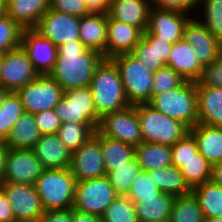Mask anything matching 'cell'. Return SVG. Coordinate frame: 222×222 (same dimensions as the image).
Listing matches in <instances>:
<instances>
[{"instance_id": "29", "label": "cell", "mask_w": 222, "mask_h": 222, "mask_svg": "<svg viewBox=\"0 0 222 222\" xmlns=\"http://www.w3.org/2000/svg\"><path fill=\"white\" fill-rule=\"evenodd\" d=\"M41 135L34 115L24 112L12 125L5 143L12 149H32Z\"/></svg>"}, {"instance_id": "52", "label": "cell", "mask_w": 222, "mask_h": 222, "mask_svg": "<svg viewBox=\"0 0 222 222\" xmlns=\"http://www.w3.org/2000/svg\"><path fill=\"white\" fill-rule=\"evenodd\" d=\"M72 222H101V217L72 208Z\"/></svg>"}, {"instance_id": "13", "label": "cell", "mask_w": 222, "mask_h": 222, "mask_svg": "<svg viewBox=\"0 0 222 222\" xmlns=\"http://www.w3.org/2000/svg\"><path fill=\"white\" fill-rule=\"evenodd\" d=\"M38 76L39 74L22 47L3 54L0 86L5 90L17 92Z\"/></svg>"}, {"instance_id": "46", "label": "cell", "mask_w": 222, "mask_h": 222, "mask_svg": "<svg viewBox=\"0 0 222 222\" xmlns=\"http://www.w3.org/2000/svg\"><path fill=\"white\" fill-rule=\"evenodd\" d=\"M36 125L40 133L43 134H57L62 125L61 119L55 109L46 110L34 114Z\"/></svg>"}, {"instance_id": "35", "label": "cell", "mask_w": 222, "mask_h": 222, "mask_svg": "<svg viewBox=\"0 0 222 222\" xmlns=\"http://www.w3.org/2000/svg\"><path fill=\"white\" fill-rule=\"evenodd\" d=\"M169 222H205L199 202L193 193L175 197Z\"/></svg>"}, {"instance_id": "20", "label": "cell", "mask_w": 222, "mask_h": 222, "mask_svg": "<svg viewBox=\"0 0 222 222\" xmlns=\"http://www.w3.org/2000/svg\"><path fill=\"white\" fill-rule=\"evenodd\" d=\"M44 169L69 168L71 153L57 134H43L32 148Z\"/></svg>"}, {"instance_id": "56", "label": "cell", "mask_w": 222, "mask_h": 222, "mask_svg": "<svg viewBox=\"0 0 222 222\" xmlns=\"http://www.w3.org/2000/svg\"><path fill=\"white\" fill-rule=\"evenodd\" d=\"M6 1L0 0V17L6 15Z\"/></svg>"}, {"instance_id": "30", "label": "cell", "mask_w": 222, "mask_h": 222, "mask_svg": "<svg viewBox=\"0 0 222 222\" xmlns=\"http://www.w3.org/2000/svg\"><path fill=\"white\" fill-rule=\"evenodd\" d=\"M135 159L146 172L168 167L172 165L171 146L142 142L135 146Z\"/></svg>"}, {"instance_id": "26", "label": "cell", "mask_w": 222, "mask_h": 222, "mask_svg": "<svg viewBox=\"0 0 222 222\" xmlns=\"http://www.w3.org/2000/svg\"><path fill=\"white\" fill-rule=\"evenodd\" d=\"M189 132L194 136L200 152L212 165L222 162V128L197 123Z\"/></svg>"}, {"instance_id": "18", "label": "cell", "mask_w": 222, "mask_h": 222, "mask_svg": "<svg viewBox=\"0 0 222 222\" xmlns=\"http://www.w3.org/2000/svg\"><path fill=\"white\" fill-rule=\"evenodd\" d=\"M194 14L184 26L183 38L196 53V58L204 67L222 54V43L217 40ZM196 17V18H195Z\"/></svg>"}, {"instance_id": "53", "label": "cell", "mask_w": 222, "mask_h": 222, "mask_svg": "<svg viewBox=\"0 0 222 222\" xmlns=\"http://www.w3.org/2000/svg\"><path fill=\"white\" fill-rule=\"evenodd\" d=\"M9 153V147L4 141H0V181L6 166V160Z\"/></svg>"}, {"instance_id": "49", "label": "cell", "mask_w": 222, "mask_h": 222, "mask_svg": "<svg viewBox=\"0 0 222 222\" xmlns=\"http://www.w3.org/2000/svg\"><path fill=\"white\" fill-rule=\"evenodd\" d=\"M39 222H72V208L45 211Z\"/></svg>"}, {"instance_id": "17", "label": "cell", "mask_w": 222, "mask_h": 222, "mask_svg": "<svg viewBox=\"0 0 222 222\" xmlns=\"http://www.w3.org/2000/svg\"><path fill=\"white\" fill-rule=\"evenodd\" d=\"M21 47L39 75H49L57 60V46L34 28H23Z\"/></svg>"}, {"instance_id": "43", "label": "cell", "mask_w": 222, "mask_h": 222, "mask_svg": "<svg viewBox=\"0 0 222 222\" xmlns=\"http://www.w3.org/2000/svg\"><path fill=\"white\" fill-rule=\"evenodd\" d=\"M159 192V189L151 180L149 173L141 171L131 184L126 197L133 203H137L142 200V198L156 197Z\"/></svg>"}, {"instance_id": "51", "label": "cell", "mask_w": 222, "mask_h": 222, "mask_svg": "<svg viewBox=\"0 0 222 222\" xmlns=\"http://www.w3.org/2000/svg\"><path fill=\"white\" fill-rule=\"evenodd\" d=\"M89 13L108 14L111 0H84Z\"/></svg>"}, {"instance_id": "11", "label": "cell", "mask_w": 222, "mask_h": 222, "mask_svg": "<svg viewBox=\"0 0 222 222\" xmlns=\"http://www.w3.org/2000/svg\"><path fill=\"white\" fill-rule=\"evenodd\" d=\"M0 188L9 199L16 222H39L45 212L35 186L0 182Z\"/></svg>"}, {"instance_id": "28", "label": "cell", "mask_w": 222, "mask_h": 222, "mask_svg": "<svg viewBox=\"0 0 222 222\" xmlns=\"http://www.w3.org/2000/svg\"><path fill=\"white\" fill-rule=\"evenodd\" d=\"M174 199L173 195L160 191L156 197L134 203L139 222H169Z\"/></svg>"}, {"instance_id": "19", "label": "cell", "mask_w": 222, "mask_h": 222, "mask_svg": "<svg viewBox=\"0 0 222 222\" xmlns=\"http://www.w3.org/2000/svg\"><path fill=\"white\" fill-rule=\"evenodd\" d=\"M142 36L143 32L139 28L107 15L106 59L132 53Z\"/></svg>"}, {"instance_id": "1", "label": "cell", "mask_w": 222, "mask_h": 222, "mask_svg": "<svg viewBox=\"0 0 222 222\" xmlns=\"http://www.w3.org/2000/svg\"><path fill=\"white\" fill-rule=\"evenodd\" d=\"M57 53L49 75L64 91L88 87L96 67L104 59L99 52L87 49L80 39L58 46Z\"/></svg>"}, {"instance_id": "24", "label": "cell", "mask_w": 222, "mask_h": 222, "mask_svg": "<svg viewBox=\"0 0 222 222\" xmlns=\"http://www.w3.org/2000/svg\"><path fill=\"white\" fill-rule=\"evenodd\" d=\"M79 38L87 49L106 59L107 14L90 13L80 18Z\"/></svg>"}, {"instance_id": "37", "label": "cell", "mask_w": 222, "mask_h": 222, "mask_svg": "<svg viewBox=\"0 0 222 222\" xmlns=\"http://www.w3.org/2000/svg\"><path fill=\"white\" fill-rule=\"evenodd\" d=\"M180 170L191 189L211 181L212 166L200 152L184 162Z\"/></svg>"}, {"instance_id": "7", "label": "cell", "mask_w": 222, "mask_h": 222, "mask_svg": "<svg viewBox=\"0 0 222 222\" xmlns=\"http://www.w3.org/2000/svg\"><path fill=\"white\" fill-rule=\"evenodd\" d=\"M119 195L107 176L76 182L73 207L79 211L102 217L106 208Z\"/></svg>"}, {"instance_id": "54", "label": "cell", "mask_w": 222, "mask_h": 222, "mask_svg": "<svg viewBox=\"0 0 222 222\" xmlns=\"http://www.w3.org/2000/svg\"><path fill=\"white\" fill-rule=\"evenodd\" d=\"M211 181L222 186V162L212 165Z\"/></svg>"}, {"instance_id": "8", "label": "cell", "mask_w": 222, "mask_h": 222, "mask_svg": "<svg viewBox=\"0 0 222 222\" xmlns=\"http://www.w3.org/2000/svg\"><path fill=\"white\" fill-rule=\"evenodd\" d=\"M55 110L62 123H89L96 130L98 128L100 117L89 86L64 91Z\"/></svg>"}, {"instance_id": "22", "label": "cell", "mask_w": 222, "mask_h": 222, "mask_svg": "<svg viewBox=\"0 0 222 222\" xmlns=\"http://www.w3.org/2000/svg\"><path fill=\"white\" fill-rule=\"evenodd\" d=\"M172 46L145 31L131 54L155 73L166 66Z\"/></svg>"}, {"instance_id": "38", "label": "cell", "mask_w": 222, "mask_h": 222, "mask_svg": "<svg viewBox=\"0 0 222 222\" xmlns=\"http://www.w3.org/2000/svg\"><path fill=\"white\" fill-rule=\"evenodd\" d=\"M199 8L203 15L197 16L198 19L222 43V0H197Z\"/></svg>"}, {"instance_id": "36", "label": "cell", "mask_w": 222, "mask_h": 222, "mask_svg": "<svg viewBox=\"0 0 222 222\" xmlns=\"http://www.w3.org/2000/svg\"><path fill=\"white\" fill-rule=\"evenodd\" d=\"M24 112L20 95L17 92L10 91L0 108V141H6L12 125Z\"/></svg>"}, {"instance_id": "45", "label": "cell", "mask_w": 222, "mask_h": 222, "mask_svg": "<svg viewBox=\"0 0 222 222\" xmlns=\"http://www.w3.org/2000/svg\"><path fill=\"white\" fill-rule=\"evenodd\" d=\"M196 86L222 88V54L209 65L203 67V73Z\"/></svg>"}, {"instance_id": "58", "label": "cell", "mask_w": 222, "mask_h": 222, "mask_svg": "<svg viewBox=\"0 0 222 222\" xmlns=\"http://www.w3.org/2000/svg\"><path fill=\"white\" fill-rule=\"evenodd\" d=\"M3 54L0 53V74H1V64H2Z\"/></svg>"}, {"instance_id": "15", "label": "cell", "mask_w": 222, "mask_h": 222, "mask_svg": "<svg viewBox=\"0 0 222 222\" xmlns=\"http://www.w3.org/2000/svg\"><path fill=\"white\" fill-rule=\"evenodd\" d=\"M80 18L49 8L34 29L58 47L69 41L80 39Z\"/></svg>"}, {"instance_id": "55", "label": "cell", "mask_w": 222, "mask_h": 222, "mask_svg": "<svg viewBox=\"0 0 222 222\" xmlns=\"http://www.w3.org/2000/svg\"><path fill=\"white\" fill-rule=\"evenodd\" d=\"M9 92L10 91L5 90L3 87L0 86V108L3 105L4 100Z\"/></svg>"}, {"instance_id": "57", "label": "cell", "mask_w": 222, "mask_h": 222, "mask_svg": "<svg viewBox=\"0 0 222 222\" xmlns=\"http://www.w3.org/2000/svg\"><path fill=\"white\" fill-rule=\"evenodd\" d=\"M205 222H222V217L205 219Z\"/></svg>"}, {"instance_id": "4", "label": "cell", "mask_w": 222, "mask_h": 222, "mask_svg": "<svg viewBox=\"0 0 222 222\" xmlns=\"http://www.w3.org/2000/svg\"><path fill=\"white\" fill-rule=\"evenodd\" d=\"M155 110L177 119L189 128L198 123L196 82L186 80L181 86L156 96L148 102Z\"/></svg>"}, {"instance_id": "6", "label": "cell", "mask_w": 222, "mask_h": 222, "mask_svg": "<svg viewBox=\"0 0 222 222\" xmlns=\"http://www.w3.org/2000/svg\"><path fill=\"white\" fill-rule=\"evenodd\" d=\"M111 60L118 67L128 102L131 105L148 103L155 73L131 53L117 55Z\"/></svg>"}, {"instance_id": "16", "label": "cell", "mask_w": 222, "mask_h": 222, "mask_svg": "<svg viewBox=\"0 0 222 222\" xmlns=\"http://www.w3.org/2000/svg\"><path fill=\"white\" fill-rule=\"evenodd\" d=\"M192 14L151 7L146 32L166 43L174 44L183 38L184 26Z\"/></svg>"}, {"instance_id": "2", "label": "cell", "mask_w": 222, "mask_h": 222, "mask_svg": "<svg viewBox=\"0 0 222 222\" xmlns=\"http://www.w3.org/2000/svg\"><path fill=\"white\" fill-rule=\"evenodd\" d=\"M89 87L100 118L131 105L126 98L118 67L111 59H103L96 67Z\"/></svg>"}, {"instance_id": "44", "label": "cell", "mask_w": 222, "mask_h": 222, "mask_svg": "<svg viewBox=\"0 0 222 222\" xmlns=\"http://www.w3.org/2000/svg\"><path fill=\"white\" fill-rule=\"evenodd\" d=\"M198 152V146L194 136L188 132L183 138L171 146L172 165L181 168L184 162L194 157Z\"/></svg>"}, {"instance_id": "21", "label": "cell", "mask_w": 222, "mask_h": 222, "mask_svg": "<svg viewBox=\"0 0 222 222\" xmlns=\"http://www.w3.org/2000/svg\"><path fill=\"white\" fill-rule=\"evenodd\" d=\"M150 0H111L108 16L139 28L143 33L148 27Z\"/></svg>"}, {"instance_id": "48", "label": "cell", "mask_w": 222, "mask_h": 222, "mask_svg": "<svg viewBox=\"0 0 222 222\" xmlns=\"http://www.w3.org/2000/svg\"><path fill=\"white\" fill-rule=\"evenodd\" d=\"M150 2L152 7L163 10H175L186 14L197 11V0H150Z\"/></svg>"}, {"instance_id": "39", "label": "cell", "mask_w": 222, "mask_h": 222, "mask_svg": "<svg viewBox=\"0 0 222 222\" xmlns=\"http://www.w3.org/2000/svg\"><path fill=\"white\" fill-rule=\"evenodd\" d=\"M141 171V167L134 158L130 163L116 167V170L109 171L106 176L117 194L119 196H126L131 184Z\"/></svg>"}, {"instance_id": "12", "label": "cell", "mask_w": 222, "mask_h": 222, "mask_svg": "<svg viewBox=\"0 0 222 222\" xmlns=\"http://www.w3.org/2000/svg\"><path fill=\"white\" fill-rule=\"evenodd\" d=\"M69 169L77 182L106 176L100 133L97 130L92 138L71 153Z\"/></svg>"}, {"instance_id": "25", "label": "cell", "mask_w": 222, "mask_h": 222, "mask_svg": "<svg viewBox=\"0 0 222 222\" xmlns=\"http://www.w3.org/2000/svg\"><path fill=\"white\" fill-rule=\"evenodd\" d=\"M198 123L222 128V88L196 86Z\"/></svg>"}, {"instance_id": "41", "label": "cell", "mask_w": 222, "mask_h": 222, "mask_svg": "<svg viewBox=\"0 0 222 222\" xmlns=\"http://www.w3.org/2000/svg\"><path fill=\"white\" fill-rule=\"evenodd\" d=\"M23 28L7 14L0 17V53L21 47Z\"/></svg>"}, {"instance_id": "50", "label": "cell", "mask_w": 222, "mask_h": 222, "mask_svg": "<svg viewBox=\"0 0 222 222\" xmlns=\"http://www.w3.org/2000/svg\"><path fill=\"white\" fill-rule=\"evenodd\" d=\"M0 222H16L9 199L0 188Z\"/></svg>"}, {"instance_id": "47", "label": "cell", "mask_w": 222, "mask_h": 222, "mask_svg": "<svg viewBox=\"0 0 222 222\" xmlns=\"http://www.w3.org/2000/svg\"><path fill=\"white\" fill-rule=\"evenodd\" d=\"M49 8L77 17L90 14L84 0H51Z\"/></svg>"}, {"instance_id": "40", "label": "cell", "mask_w": 222, "mask_h": 222, "mask_svg": "<svg viewBox=\"0 0 222 222\" xmlns=\"http://www.w3.org/2000/svg\"><path fill=\"white\" fill-rule=\"evenodd\" d=\"M101 222H139L134 203L126 196L117 197L106 208Z\"/></svg>"}, {"instance_id": "42", "label": "cell", "mask_w": 222, "mask_h": 222, "mask_svg": "<svg viewBox=\"0 0 222 222\" xmlns=\"http://www.w3.org/2000/svg\"><path fill=\"white\" fill-rule=\"evenodd\" d=\"M185 81V78L179 73H176L172 68L164 66L154 74L151 96L173 90L181 86Z\"/></svg>"}, {"instance_id": "32", "label": "cell", "mask_w": 222, "mask_h": 222, "mask_svg": "<svg viewBox=\"0 0 222 222\" xmlns=\"http://www.w3.org/2000/svg\"><path fill=\"white\" fill-rule=\"evenodd\" d=\"M100 148L103 155L106 174L130 163L135 158V147L119 140L100 134Z\"/></svg>"}, {"instance_id": "23", "label": "cell", "mask_w": 222, "mask_h": 222, "mask_svg": "<svg viewBox=\"0 0 222 222\" xmlns=\"http://www.w3.org/2000/svg\"><path fill=\"white\" fill-rule=\"evenodd\" d=\"M166 66L188 81L197 82L203 73V66L196 58L195 50L184 39L173 44Z\"/></svg>"}, {"instance_id": "3", "label": "cell", "mask_w": 222, "mask_h": 222, "mask_svg": "<svg viewBox=\"0 0 222 222\" xmlns=\"http://www.w3.org/2000/svg\"><path fill=\"white\" fill-rule=\"evenodd\" d=\"M76 182L69 168L44 169L34 184L43 209L48 211L72 208Z\"/></svg>"}, {"instance_id": "34", "label": "cell", "mask_w": 222, "mask_h": 222, "mask_svg": "<svg viewBox=\"0 0 222 222\" xmlns=\"http://www.w3.org/2000/svg\"><path fill=\"white\" fill-rule=\"evenodd\" d=\"M96 129L89 123H62L57 135L70 153L79 149L92 136Z\"/></svg>"}, {"instance_id": "31", "label": "cell", "mask_w": 222, "mask_h": 222, "mask_svg": "<svg viewBox=\"0 0 222 222\" xmlns=\"http://www.w3.org/2000/svg\"><path fill=\"white\" fill-rule=\"evenodd\" d=\"M148 173L153 183L161 192L173 195L174 197L192 193V189L185 181L181 170L174 165L151 170Z\"/></svg>"}, {"instance_id": "14", "label": "cell", "mask_w": 222, "mask_h": 222, "mask_svg": "<svg viewBox=\"0 0 222 222\" xmlns=\"http://www.w3.org/2000/svg\"><path fill=\"white\" fill-rule=\"evenodd\" d=\"M44 168L32 149H12L0 182L34 185Z\"/></svg>"}, {"instance_id": "5", "label": "cell", "mask_w": 222, "mask_h": 222, "mask_svg": "<svg viewBox=\"0 0 222 222\" xmlns=\"http://www.w3.org/2000/svg\"><path fill=\"white\" fill-rule=\"evenodd\" d=\"M143 142L174 145L190 130L181 121L155 110L148 103L136 104Z\"/></svg>"}, {"instance_id": "27", "label": "cell", "mask_w": 222, "mask_h": 222, "mask_svg": "<svg viewBox=\"0 0 222 222\" xmlns=\"http://www.w3.org/2000/svg\"><path fill=\"white\" fill-rule=\"evenodd\" d=\"M51 0H7L6 14L22 28H34Z\"/></svg>"}, {"instance_id": "9", "label": "cell", "mask_w": 222, "mask_h": 222, "mask_svg": "<svg viewBox=\"0 0 222 222\" xmlns=\"http://www.w3.org/2000/svg\"><path fill=\"white\" fill-rule=\"evenodd\" d=\"M17 93L21 97L24 111L34 115L55 109L64 90L50 75H39L35 80L21 87Z\"/></svg>"}, {"instance_id": "10", "label": "cell", "mask_w": 222, "mask_h": 222, "mask_svg": "<svg viewBox=\"0 0 222 222\" xmlns=\"http://www.w3.org/2000/svg\"><path fill=\"white\" fill-rule=\"evenodd\" d=\"M97 131L101 135L134 147L143 142L136 105L105 114L100 118Z\"/></svg>"}, {"instance_id": "33", "label": "cell", "mask_w": 222, "mask_h": 222, "mask_svg": "<svg viewBox=\"0 0 222 222\" xmlns=\"http://www.w3.org/2000/svg\"><path fill=\"white\" fill-rule=\"evenodd\" d=\"M192 193L205 219L222 217V186L208 181L193 188Z\"/></svg>"}]
</instances>
